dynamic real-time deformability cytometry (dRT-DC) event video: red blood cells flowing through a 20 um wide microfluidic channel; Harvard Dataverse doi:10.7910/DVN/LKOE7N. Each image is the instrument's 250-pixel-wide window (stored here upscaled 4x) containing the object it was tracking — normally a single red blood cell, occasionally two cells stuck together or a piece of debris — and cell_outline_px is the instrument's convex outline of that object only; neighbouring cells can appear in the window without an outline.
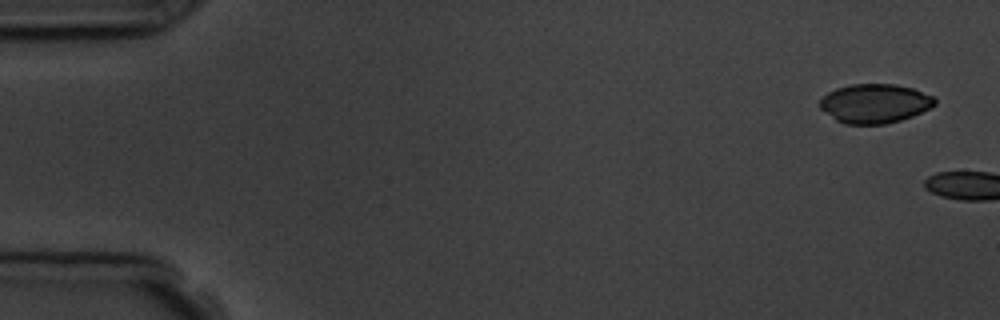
{"species": "common noctule bat (a hibernating species)", "species_latin": "Nyctalus noctula", "temperature_condition": "room temperature", "stored_images_in_passage": 2, "camera_frame_rate_fps": 3000, "um_per_image_px": 0.085, "animal": {"sex": "male", "body_mass_g": 19.5, "forearm_length_mm": 54.6}, "frame": {"image": 1, "passage_image": 1, "time_ms": 0.0, "image_size_px": [1000, 320], "cell_outline_px": [[936, 104], [912, 116], [900, 120], [884, 124], [844, 124], [836, 120], [820, 108], [820, 100], [828, 92], [836, 88], [852, 84], [896, 84], [912, 88], [932, 96], [936, 100]], "centroid_in_image_um": [74.34, 8.79], "position_along_channel_um": 10.7, "area_um2": 26.01}}